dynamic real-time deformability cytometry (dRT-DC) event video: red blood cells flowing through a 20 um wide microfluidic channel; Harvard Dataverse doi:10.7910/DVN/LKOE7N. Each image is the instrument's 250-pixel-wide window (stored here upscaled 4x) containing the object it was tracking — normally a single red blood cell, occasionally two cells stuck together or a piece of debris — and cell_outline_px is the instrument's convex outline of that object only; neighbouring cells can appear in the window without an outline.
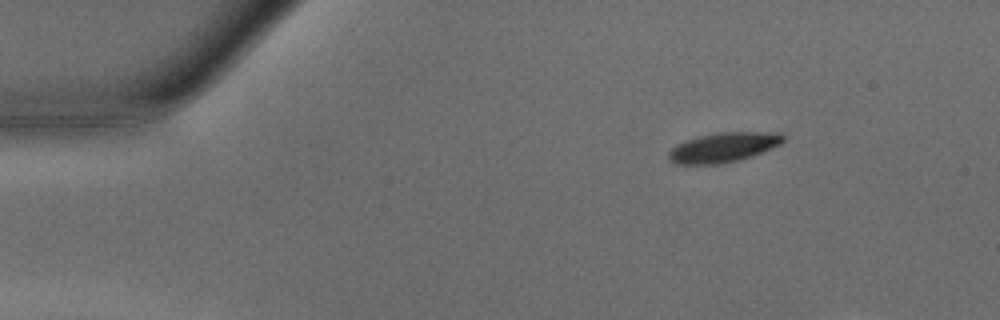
{"species": "common noctule bat (a hibernating species)", "species_latin": "Nyctalus noctula", "temperature_condition": "warm", "stored_images_in_passage": 12, "camera_frame_rate_fps": 3000, "um_per_image_px": 0.085, "animal": {"sex": "male", "body_mass_g": 15.6}, "frame": {"image": 1, "passage_image": 1, "time_ms": 0.0, "image_size_px": [1000, 320], "cell_outline_px": [[784, 140], [780, 144], [752, 156], [720, 164], [676, 164], [668, 156], [668, 152], [676, 144], [684, 140], [716, 132], [780, 132], [784, 136]], "centroid_in_image_um": [61.48, 12.51], "position_along_channel_um": 23.5, "area_um2": 19.71}}
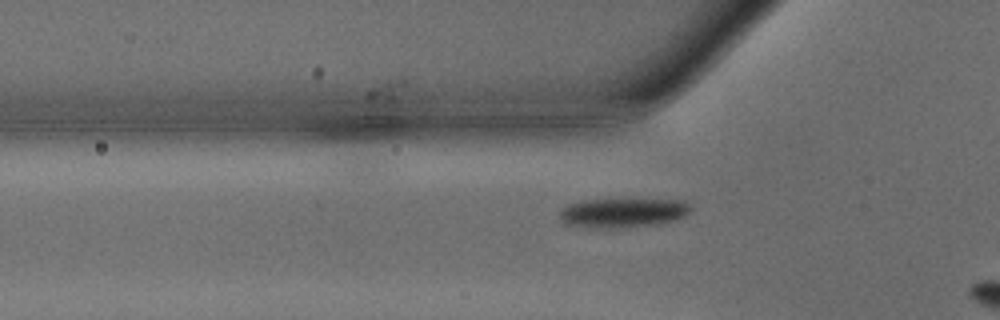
{"frame": {"image": 2, "passage_image": 10, "time_ms": 3.0, "image_size_px": [1000, 320], "cell_outline_px": [[692, 208], [684, 216], [660, 224], [568, 224], [560, 216], [560, 212], [568, 204], [580, 200], [684, 200], [692, 204]], "centroid_in_image_um": [53.08, 18.0], "position_along_channel_um": 72.7, "area_um2": 20.52}}